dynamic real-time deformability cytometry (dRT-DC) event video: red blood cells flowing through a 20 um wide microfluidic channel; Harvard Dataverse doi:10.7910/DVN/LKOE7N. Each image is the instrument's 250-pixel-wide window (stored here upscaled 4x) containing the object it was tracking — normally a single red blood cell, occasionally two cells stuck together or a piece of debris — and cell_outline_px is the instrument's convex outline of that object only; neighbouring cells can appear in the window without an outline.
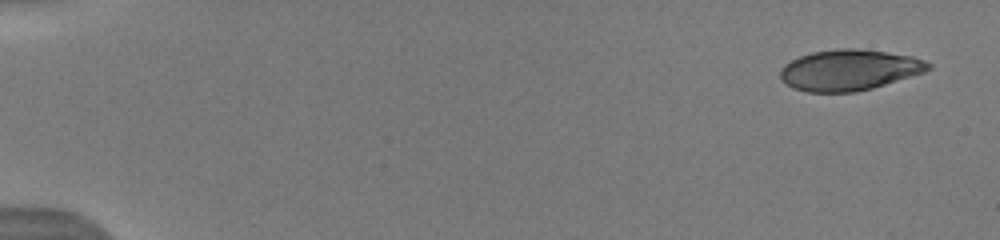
{"species": "human", "species_latin": "Homo sapiens", "temperature_condition": "warm", "stored_images_in_passage": 12, "camera_frame_rate_fps": 3000, "um_per_image_px": 0.085, "donor": {"sex": "male"}, "frame": {"image": 1, "passage_image": 1, "time_ms": 0.0, "image_size_px": [1000, 240], "cell_outline_px": [[932, 68], [924, 72], [872, 88], [856, 92], [808, 92], [792, 88], [780, 76], [780, 68], [784, 64], [800, 56], [812, 52], [840, 48], [856, 48], [912, 56], [924, 60], [932, 64]], "centroid_in_image_um": [72.18, 5.95], "position_along_channel_um": 12.8, "area_um2": 35.08}}
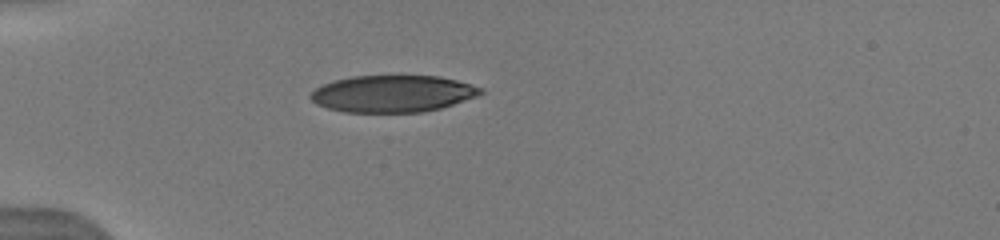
{"frame": {"image": 2, "passage_image": 9, "time_ms": 4.333, "image_size_px": [1000, 240], "cell_outline_px": [[484, 92], [476, 96], [440, 108], [420, 112], [344, 112], [328, 108], [316, 104], [308, 96], [316, 88], [324, 84], [336, 80], [352, 76], [440, 76], [472, 84], [484, 88]], "centroid_in_image_um": [33.38, 7.96], "position_along_channel_um": 51.6, "area_um2": 36.36}}